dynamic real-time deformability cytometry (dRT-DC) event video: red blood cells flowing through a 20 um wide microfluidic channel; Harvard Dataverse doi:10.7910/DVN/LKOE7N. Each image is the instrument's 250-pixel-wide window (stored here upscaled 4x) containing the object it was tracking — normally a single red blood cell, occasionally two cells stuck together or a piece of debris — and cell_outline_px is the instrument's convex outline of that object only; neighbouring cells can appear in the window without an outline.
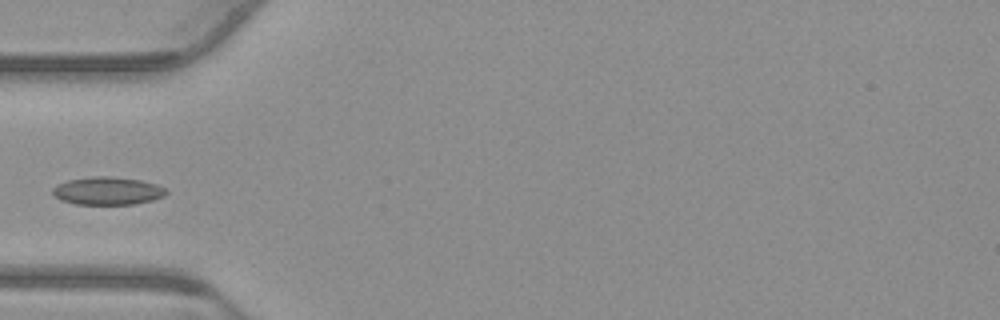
{"species": "common noctule bat (a hibernating species)", "species_latin": "Nyctalus noctula", "temperature_condition": "warm", "stored_images_in_passage": 38, "camera_frame_rate_fps": 3000, "um_per_image_px": 0.085, "animal": {"sex": "male", "body_mass_g": 23.1, "forearm_length_mm": 52.7}, "frame": {"image": 1, "passage_image": 1, "time_ms": 0.0, "image_size_px": [1000, 320], "cell_outline_px": [[168, 192], [164, 196], [152, 200], [136, 204], [76, 204], [60, 200], [52, 192], [52, 188], [68, 180], [92, 176], [112, 176], [140, 180], [156, 184], [164, 188]], "centroid_in_image_um": [9.15, 16.22], "position_along_channel_um": 75.8, "area_um2": 18.38}}
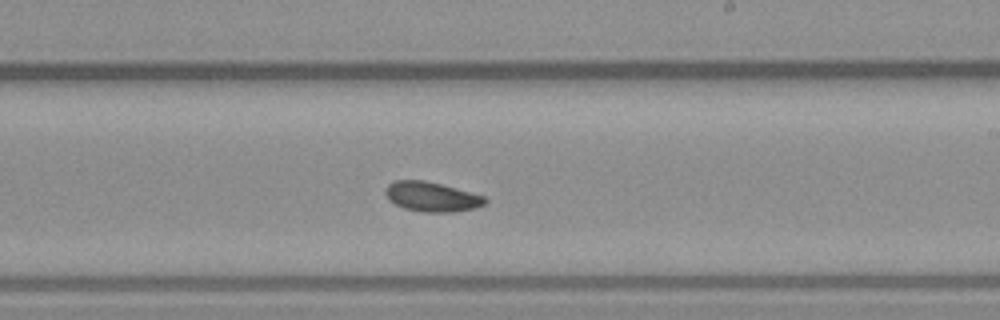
{"frame": {"image": 2, "passage_image": 15, "time_ms": 4.667, "image_size_px": [1000, 320], "cell_outline_px": [[488, 200], [484, 204], [476, 208], [452, 212], [424, 212], [404, 208], [388, 200], [384, 192], [384, 188], [388, 184], [396, 180], [424, 180], [456, 188], [484, 196]], "centroid_in_image_um": [36.67, 16.72], "position_along_channel_um": 252.3, "area_um2": 17.22}}
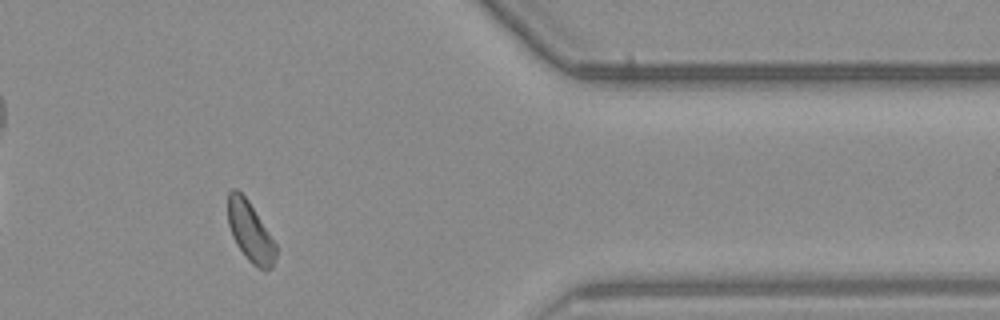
{"frame": {"image": 3, "passage_image": 28, "time_ms": 9.0, "image_size_px": [1000, 320], "cell_outline_px": [[276, 256], [272, 268], [264, 272], [256, 268], [244, 256], [236, 244], [232, 236], [228, 224], [228, 192], [232, 188], [236, 188], [248, 200], [276, 244]], "centroid_in_image_um": [21.26, 19.74], "position_along_channel_um": 390.1, "area_um2": 16.88}}